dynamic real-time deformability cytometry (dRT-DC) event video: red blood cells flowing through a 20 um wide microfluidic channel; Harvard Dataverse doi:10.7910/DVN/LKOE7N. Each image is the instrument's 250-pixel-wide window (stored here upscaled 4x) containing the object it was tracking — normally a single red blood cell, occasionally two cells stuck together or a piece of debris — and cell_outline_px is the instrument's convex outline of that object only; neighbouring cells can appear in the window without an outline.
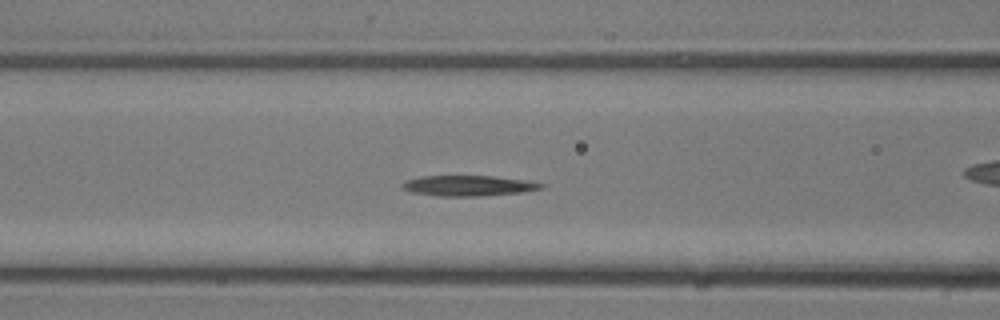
{"species": "common noctule bat (a hibernating species)", "species_latin": "Nyctalus noctula", "temperature_condition": "room temperature", "stored_images_in_passage": 13, "camera_frame_rate_fps": 3000, "um_per_image_px": 0.085, "animal": {"sex": "male", "body_mass_g": 13.3}, "frame": {"image": 1, "passage_image": 10, "time_ms": 3.0, "image_size_px": [1000, 320], "cell_outline_px": [[544, 184], [540, 188], [520, 192], [484, 196], [436, 196], [412, 192], [404, 188], [400, 184], [404, 180], [420, 176], [492, 176], [524, 180]], "centroid_in_image_um": [39.72, 15.78], "position_along_channel_um": 126.9, "area_um2": 16.42}}